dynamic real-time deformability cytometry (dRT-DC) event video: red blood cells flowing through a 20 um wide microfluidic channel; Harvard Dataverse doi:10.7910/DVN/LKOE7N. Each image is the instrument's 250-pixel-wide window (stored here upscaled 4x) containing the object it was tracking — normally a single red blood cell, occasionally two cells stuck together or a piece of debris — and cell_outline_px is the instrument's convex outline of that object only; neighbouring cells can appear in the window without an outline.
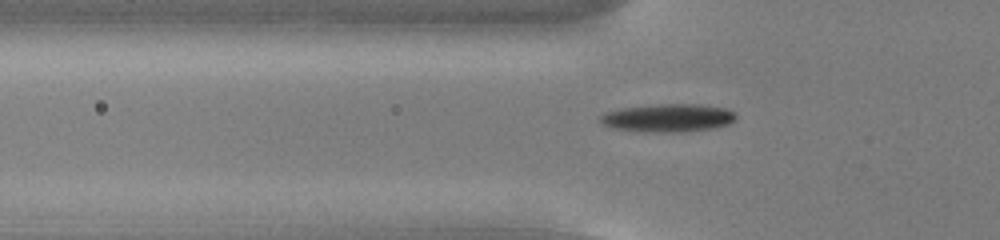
{"species": "common noctule bat (a hibernating species)", "species_latin": "Nyctalus noctula", "temperature_condition": "cold", "stored_images_in_passage": 56, "camera_frame_rate_fps": 3000, "um_per_image_px": 0.085, "animal": {"sex": "male", "body_mass_g": 13.0, "forearm_length_mm": 53.1}, "frame": {"image": 1, "passage_image": 20, "time_ms": 6.333, "image_size_px": [1000, 240], "cell_outline_px": [[736, 120], [728, 124], [712, 128], [680, 132], [644, 132], [612, 128], [600, 124], [600, 116], [604, 112], [624, 108], [660, 104], [700, 104], [728, 108], [736, 112]], "centroid_in_image_um": [56.8, 10.02], "position_along_channel_um": 69.0, "area_um2": 22.37}}
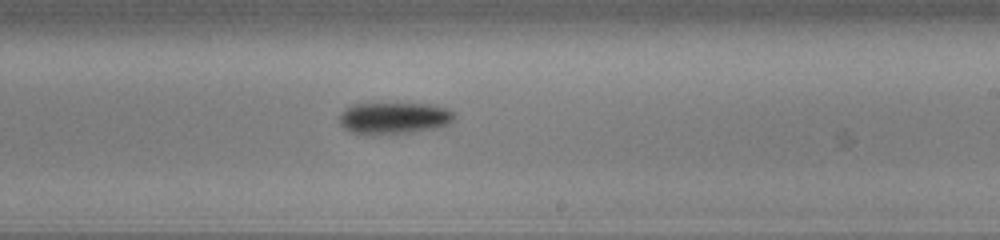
{"frame": {"image": 2, "passage_image": 35, "time_ms": 11.333, "image_size_px": [1000, 240], "cell_outline_px": [[456, 112], [452, 120], [448, 124], [432, 128], [408, 132], [352, 132], [344, 128], [340, 124], [340, 112], [352, 104], [432, 104], [448, 108]], "centroid_in_image_um": [33.52, 9.99], "position_along_channel_um": 255.5, "area_um2": 20.46}}
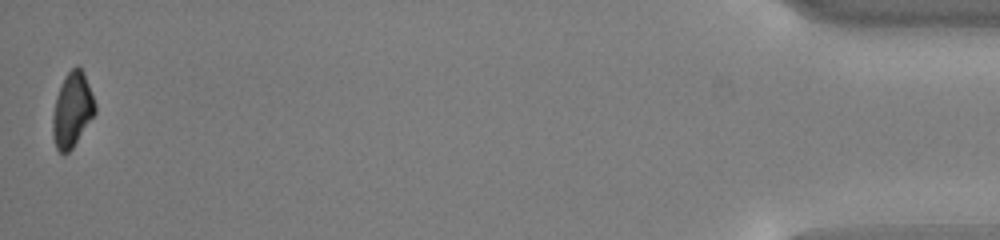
{"frame": {"image": 3, "passage_image": 56, "time_ms": 18.333, "image_size_px": [1000, 240], "cell_outline_px": [[96, 112], [72, 148], [64, 156], [56, 148], [52, 136], [52, 116], [56, 96], [64, 76], [76, 64], [84, 72], [96, 104]], "centroid_in_image_um": [6.12, 9.34], "position_along_channel_um": 429.1, "area_um2": 18.55}, "authors_computed_cell_mechanics": {"area_um2": 19.6809, "velocity_mm_per_s": 3.7589, "shape_relaxation_time_tau1_ms": 2.2942, "shape_relaxation_time_tau2_ms": null, "deformation_change_tau1": 0.092, "deformation_change_tau2": null}}